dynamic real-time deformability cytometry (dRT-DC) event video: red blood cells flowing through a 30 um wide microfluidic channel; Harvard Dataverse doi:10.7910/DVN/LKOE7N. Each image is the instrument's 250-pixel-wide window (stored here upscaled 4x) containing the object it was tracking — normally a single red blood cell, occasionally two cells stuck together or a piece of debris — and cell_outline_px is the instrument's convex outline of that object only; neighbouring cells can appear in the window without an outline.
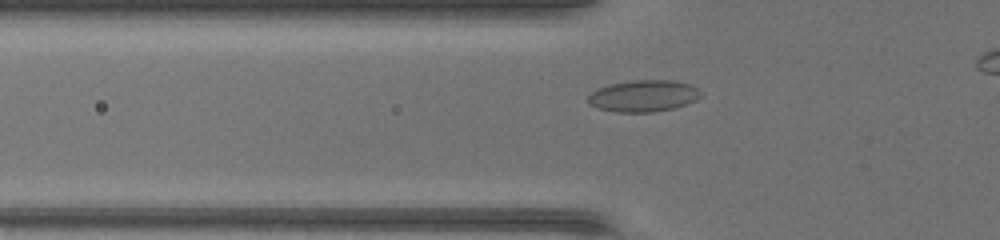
{"species": "common noctule bat (a hibernating species)", "species_latin": "Nyctalus noctula", "temperature_condition": "warm", "stored_images_in_passage": 29, "camera_frame_rate_fps": 3000, "um_per_image_px": 0.085, "animal": {"sex": "female", "body_mass_g": 17.0, "forearm_length_mm": 48.0}, "frame": {"image": 1, "passage_image": 4, "time_ms": 1.0, "image_size_px": [1000, 240], "cell_outline_px": [[700, 96], [696, 100], [672, 108], [652, 112], [616, 112], [600, 108], [588, 104], [588, 96], [596, 88], [608, 84], [636, 80], [672, 80], [692, 84], [700, 92]], "centroid_in_image_um": [54.67, 8.14], "position_along_channel_um": 71.1, "area_um2": 20.69}}
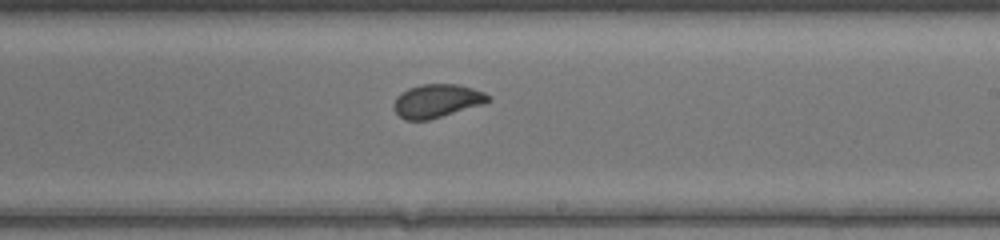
{"frame": {"image": 2, "passage_image": 16, "time_ms": 5.0, "image_size_px": [1000, 240], "cell_outline_px": [[492, 100], [484, 104], [428, 120], [404, 120], [396, 112], [392, 104], [396, 96], [400, 92], [408, 88], [420, 84], [460, 84], [484, 92]], "centroid_in_image_um": [37.11, 8.57], "position_along_channel_um": 251.9, "area_um2": 18.5}}
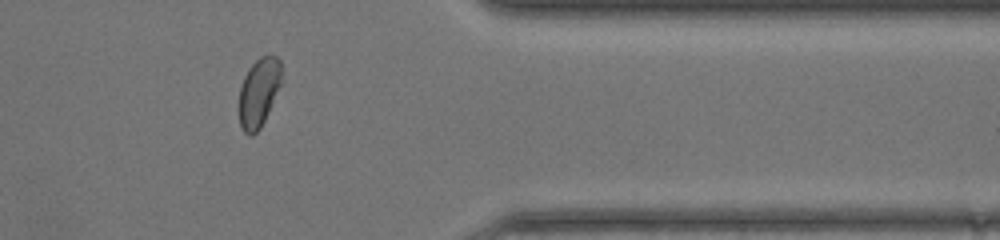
{"frame": {"image": 3, "passage_image": 26, "time_ms": 8.333, "image_size_px": [1000, 240], "cell_outline_px": [[284, 84], [260, 128], [252, 136], [244, 132], [240, 124], [240, 84], [248, 68], [260, 56], [268, 52], [276, 56], [280, 60]], "centroid_in_image_um": [22.07, 7.79], "position_along_channel_um": 389.3, "area_um2": 17.69}}